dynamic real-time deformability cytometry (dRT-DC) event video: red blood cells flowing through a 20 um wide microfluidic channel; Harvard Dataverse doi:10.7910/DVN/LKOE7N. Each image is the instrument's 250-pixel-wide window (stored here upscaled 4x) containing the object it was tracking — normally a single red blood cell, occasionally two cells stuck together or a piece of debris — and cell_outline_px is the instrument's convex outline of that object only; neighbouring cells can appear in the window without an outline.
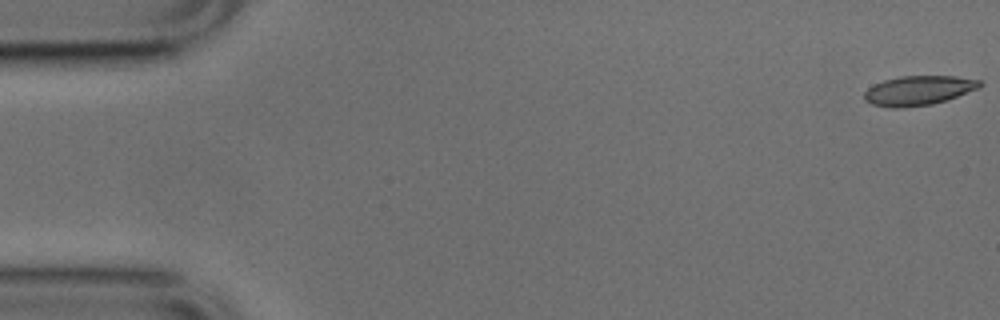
{"species": "common noctule bat (a hibernating species)", "species_latin": "Nyctalus noctula", "temperature_condition": "cold", "stored_images_in_passage": 53, "camera_frame_rate_fps": 3000, "um_per_image_px": 0.085, "animal": {"sex": "male", "body_mass_g": 17.9, "forearm_length_mm": 54.2}, "frame": {"image": 1, "passage_image": 1, "time_ms": 0.0, "image_size_px": [1000, 320], "cell_outline_px": [[984, 84], [980, 88], [932, 104], [900, 108], [892, 108], [872, 104], [864, 100], [864, 92], [868, 88], [884, 80], [900, 76], [956, 76], [980, 80]], "centroid_in_image_um": [78.08, 7.68], "position_along_channel_um": 6.9, "area_um2": 19.77}}
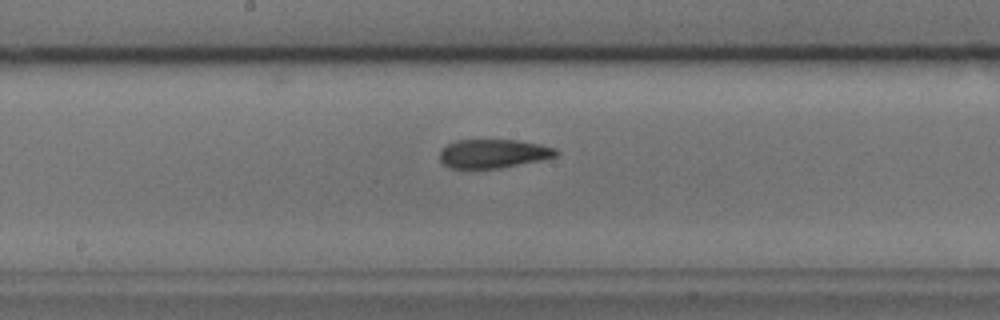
{"frame": {"image": 2, "passage_image": 27, "time_ms": 8.667, "image_size_px": [1000, 320], "cell_outline_px": [[560, 152], [556, 156], [540, 160], [500, 168], [448, 168], [440, 160], [440, 152], [448, 144], [456, 140], [516, 140], [540, 144], [556, 148]], "centroid_in_image_um": [41.94, 13.05], "position_along_channel_um": 206.3, "area_um2": 19.42}}
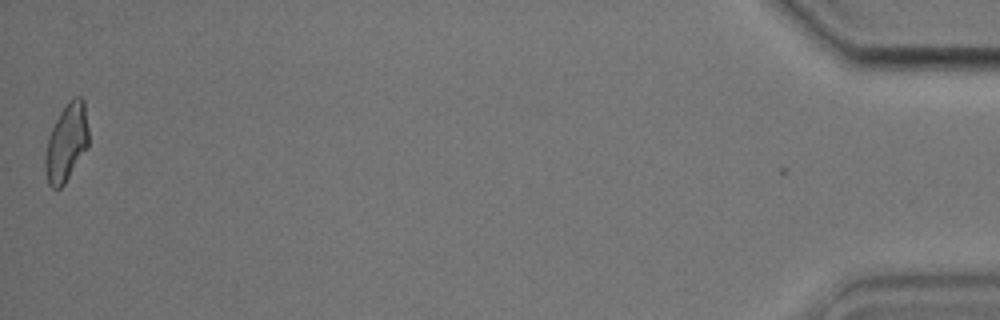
{"frame": {"image": 3, "passage_image": 52, "time_ms": 17.0, "image_size_px": [1000, 320], "cell_outline_px": [[88, 148], [64, 184], [60, 188], [52, 188], [48, 184], [44, 168], [44, 156], [48, 136], [60, 112], [68, 100], [72, 96], [80, 96], [84, 100], [88, 128]], "centroid_in_image_um": [5.64, 12.11], "position_along_channel_um": 429.6, "area_um2": 19.88}, "authors_computed_cell_mechanics": {"area_um2": 20.0566, "velocity_mm_per_s": 3.8197, "shape_relaxation_time_tau1_ms": 5.7255, "shape_relaxation_time_tau2_ms": 1.8036, "deformation_change_tau1": 0.191, "deformation_change_tau2": 0.0949}}